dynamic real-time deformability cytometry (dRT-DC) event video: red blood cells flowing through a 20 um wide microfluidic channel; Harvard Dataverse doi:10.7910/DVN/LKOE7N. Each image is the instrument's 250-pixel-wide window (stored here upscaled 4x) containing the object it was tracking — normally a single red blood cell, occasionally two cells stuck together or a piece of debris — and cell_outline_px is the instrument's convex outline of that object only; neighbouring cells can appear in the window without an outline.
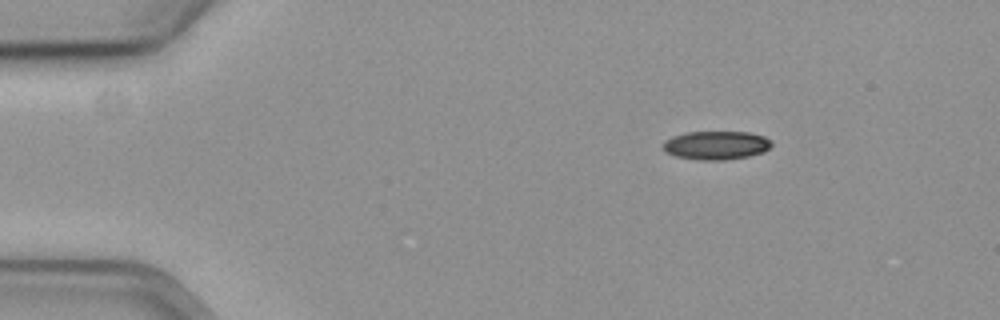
{"species": "common noctule bat (a hibernating species)", "species_latin": "Nyctalus noctula", "temperature_condition": "cold", "stored_images_in_passage": 51, "camera_frame_rate_fps": 3000, "um_per_image_px": 0.085, "animal": {"sex": "female", "body_mass_g": 19.3, "forearm_length_mm": 54.1}, "frame": {"image": 1, "passage_image": 1, "time_ms": 0.0, "image_size_px": [1000, 320], "cell_outline_px": [[772, 144], [764, 152], [748, 156], [724, 160], [700, 160], [676, 156], [664, 152], [664, 140], [672, 136], [688, 132], [748, 132], [764, 136], [772, 140]], "centroid_in_image_um": [60.88, 12.34], "position_along_channel_um": 24.1, "area_um2": 18.09}}
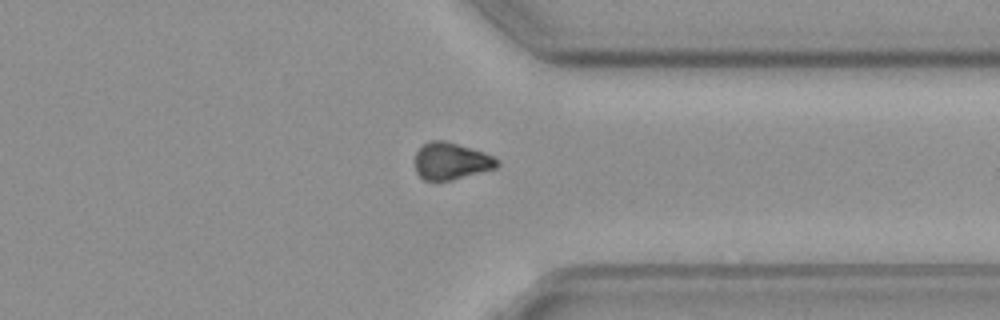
{"frame": {"image": 2, "passage_image": 37, "time_ms": 12.0, "image_size_px": [1000, 320], "cell_outline_px": [[500, 164], [496, 168], [452, 180], [436, 184], [424, 180], [416, 172], [416, 152], [424, 144], [432, 140], [444, 140], [484, 152], [492, 156]], "centroid_in_image_um": [38.32, 13.73], "position_along_channel_um": 373.1, "area_um2": 17.86}}
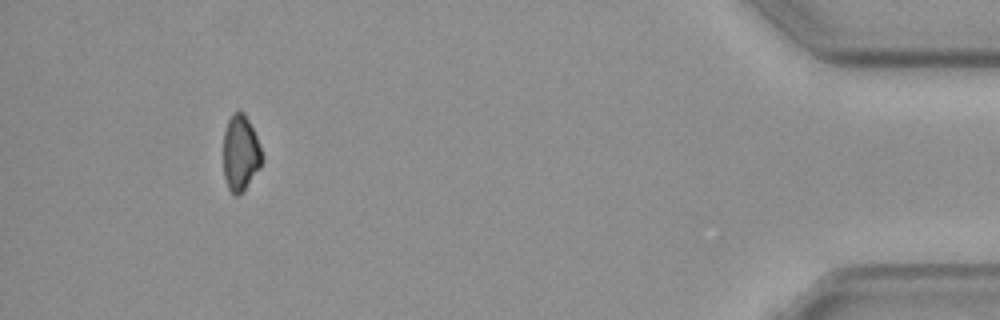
{"frame": {"image": 3, "passage_image": 46, "time_ms": 15.0, "image_size_px": [1000, 320], "cell_outline_px": [[264, 160], [260, 168], [240, 196], [236, 196], [228, 188], [224, 176], [224, 132], [228, 120], [232, 112], [244, 112], [256, 136], [264, 156]], "centroid_in_image_um": [20.46, 13.04], "position_along_channel_um": 414.7, "area_um2": 17.17}}